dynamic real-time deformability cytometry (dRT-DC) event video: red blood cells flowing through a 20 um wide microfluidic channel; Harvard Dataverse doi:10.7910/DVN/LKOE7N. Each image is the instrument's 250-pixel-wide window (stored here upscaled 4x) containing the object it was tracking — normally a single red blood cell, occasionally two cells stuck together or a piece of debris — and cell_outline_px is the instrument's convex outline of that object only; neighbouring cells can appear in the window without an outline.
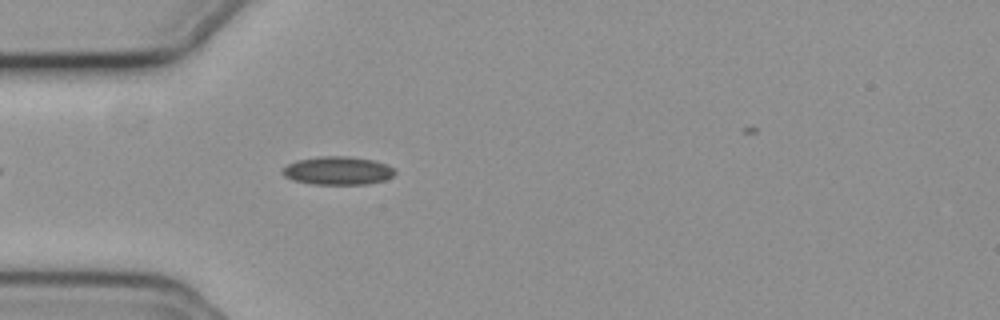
{"species": "common noctule bat (a hibernating species)", "species_latin": "Nyctalus noctula", "temperature_condition": "cold", "stored_images_in_passage": 24, "camera_frame_rate_fps": 3000, "um_per_image_px": 0.085, "animal": {"sex": "female", "body_mass_g": 19.3, "forearm_length_mm": 54.1}, "frame": {"image": 1, "passage_image": 6, "time_ms": 1.667, "image_size_px": [1000, 320], "cell_outline_px": [[396, 172], [392, 176], [384, 180], [368, 184], [312, 184], [292, 180], [284, 176], [280, 172], [288, 164], [296, 160], [320, 156], [348, 156], [372, 160], [388, 164]], "centroid_in_image_um": [28.69, 14.5], "position_along_channel_um": 56.3, "area_um2": 18.55}}
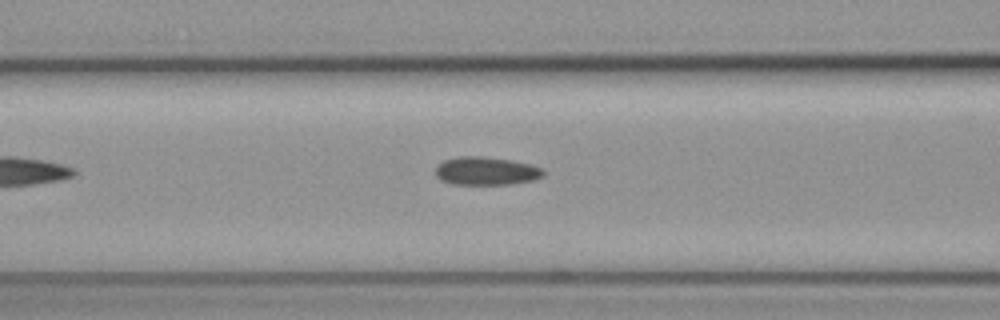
{"frame": {"image": 2, "passage_image": 12, "time_ms": 3.667, "image_size_px": [1000, 320], "cell_outline_px": [[544, 176], [536, 180], [508, 184], [452, 184], [440, 180], [436, 176], [436, 164], [444, 160], [460, 156], [484, 156], [512, 160], [532, 164], [540, 168], [544, 172]], "centroid_in_image_um": [41.32, 14.53], "position_along_channel_um": 125.3, "area_um2": 17.92}}
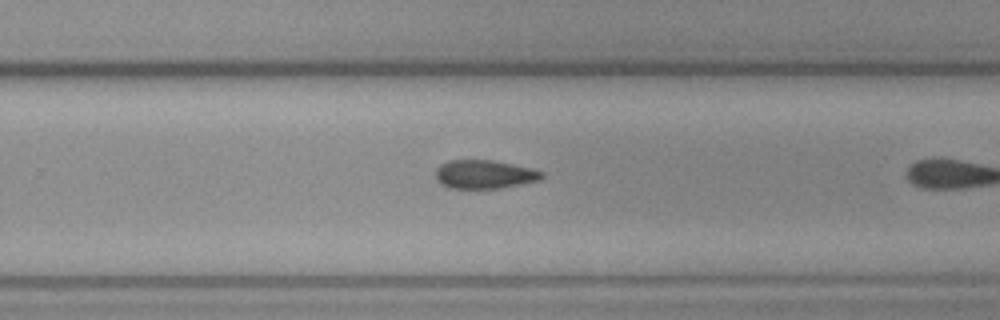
{"frame": {"image": 3, "passage_image": 22, "time_ms": 7.0, "image_size_px": [1000, 320], "cell_outline_px": [[544, 176], [540, 180], [500, 188], [448, 188], [440, 184], [436, 180], [436, 168], [440, 164], [448, 160], [492, 160], [532, 168], [544, 172]], "centroid_in_image_um": [41.16, 14.81], "position_along_channel_um": 288.6, "area_um2": 17.8}}